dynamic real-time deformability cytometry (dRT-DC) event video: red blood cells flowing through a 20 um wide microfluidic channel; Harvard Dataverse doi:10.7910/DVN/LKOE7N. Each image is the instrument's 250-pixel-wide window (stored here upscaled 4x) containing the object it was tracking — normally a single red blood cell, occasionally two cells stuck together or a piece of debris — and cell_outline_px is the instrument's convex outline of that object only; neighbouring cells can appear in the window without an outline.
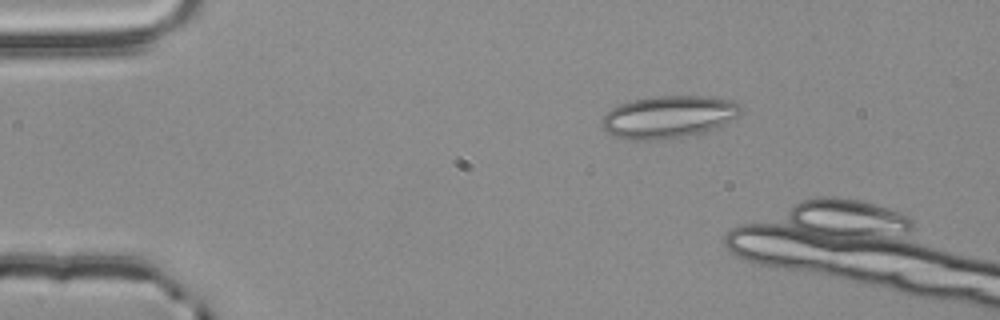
{"species": "common noctule bat (a hibernating species)", "species_latin": "Nyctalus noctula", "temperature_condition": "room temperature", "stored_images_in_passage": 6, "camera_frame_rate_fps": 3000, "um_per_image_px": 0.085, "animal": {"sex": "male", "body_mass_g": 20.4}, "frame": {"image": 1, "passage_image": 1, "time_ms": 0.0, "image_size_px": [1000, 320], "cell_outline_px": [[740, 112], [736, 116], [720, 128], [704, 132], [664, 140], [632, 140], [612, 136], [600, 124], [600, 120], [612, 108], [620, 104], [632, 100], [660, 96], [700, 96], [732, 100], [740, 104]], "centroid_in_image_um": [56.81, 9.95], "position_along_channel_um": 28.2, "area_um2": 34.33}}